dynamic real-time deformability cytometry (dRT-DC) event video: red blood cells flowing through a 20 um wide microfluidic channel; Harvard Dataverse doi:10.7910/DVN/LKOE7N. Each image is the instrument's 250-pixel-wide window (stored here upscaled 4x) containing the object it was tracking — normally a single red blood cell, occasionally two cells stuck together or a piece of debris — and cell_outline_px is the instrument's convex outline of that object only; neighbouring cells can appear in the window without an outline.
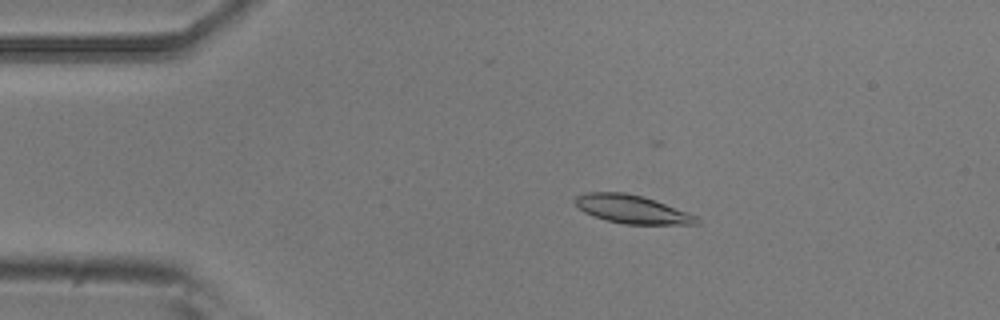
{"species": "common noctule bat (a hibernating species)", "species_latin": "Nyctalus noctula", "temperature_condition": "room temperature", "stored_images_in_passage": 5, "camera_frame_rate_fps": 3000, "um_per_image_px": 0.085, "animal": {"sex": "male", "body_mass_g": 20.5, "forearm_length_mm": 52.5}, "frame": {"image": 1, "passage_image": 3, "time_ms": 0.667, "image_size_px": [1000, 320], "cell_outline_px": [[700, 224], [624, 224], [592, 216], [584, 212], [572, 200], [576, 196], [588, 192], [624, 192], [644, 196], [688, 212], [696, 216], [700, 220]], "centroid_in_image_um": [53.72, 17.78], "position_along_channel_um": 31.3, "area_um2": 20.06}}